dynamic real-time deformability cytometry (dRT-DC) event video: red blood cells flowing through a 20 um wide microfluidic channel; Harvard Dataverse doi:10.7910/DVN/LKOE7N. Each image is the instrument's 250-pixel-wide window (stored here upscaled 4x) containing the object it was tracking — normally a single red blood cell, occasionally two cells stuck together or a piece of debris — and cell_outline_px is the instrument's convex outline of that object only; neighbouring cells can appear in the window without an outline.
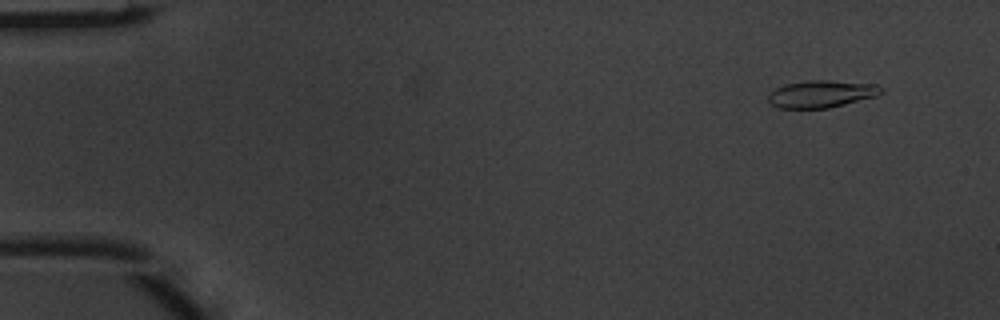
{"species": "common noctule bat (a hibernating species)", "species_latin": "Nyctalus noctula", "temperature_condition": "warm", "stored_images_in_passage": 4, "camera_frame_rate_fps": 3000, "um_per_image_px": 0.085, "animal": {"sex": "male", "body_mass_g": 20.1, "forearm_length_mm": 53.5}, "frame": {"image": 1, "passage_image": 1, "time_ms": 0.0, "image_size_px": [1000, 320], "cell_outline_px": [[884, 92], [876, 96], [828, 108], [780, 108], [772, 104], [768, 100], [768, 92], [784, 84], [808, 80], [828, 80], [876, 84], [884, 88]], "centroid_in_image_um": [69.82, 7.97], "position_along_channel_um": 15.2, "area_um2": 17.98}}
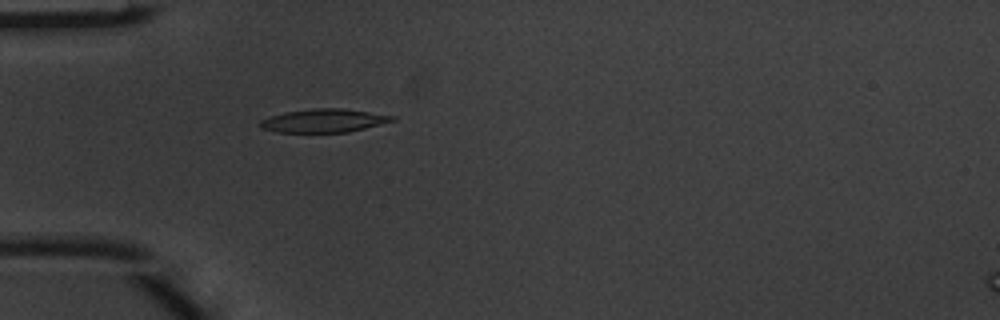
{"frame": {"image": 2, "passage_image": 4, "time_ms": 1.0, "image_size_px": [1000, 320], "cell_outline_px": [[396, 120], [348, 132], [276, 132], [260, 128], [260, 120], [284, 112], [312, 108], [344, 108], [396, 116]], "centroid_in_image_um": [27.52, 10.25], "position_along_channel_um": 57.5, "area_um2": 17.98}}